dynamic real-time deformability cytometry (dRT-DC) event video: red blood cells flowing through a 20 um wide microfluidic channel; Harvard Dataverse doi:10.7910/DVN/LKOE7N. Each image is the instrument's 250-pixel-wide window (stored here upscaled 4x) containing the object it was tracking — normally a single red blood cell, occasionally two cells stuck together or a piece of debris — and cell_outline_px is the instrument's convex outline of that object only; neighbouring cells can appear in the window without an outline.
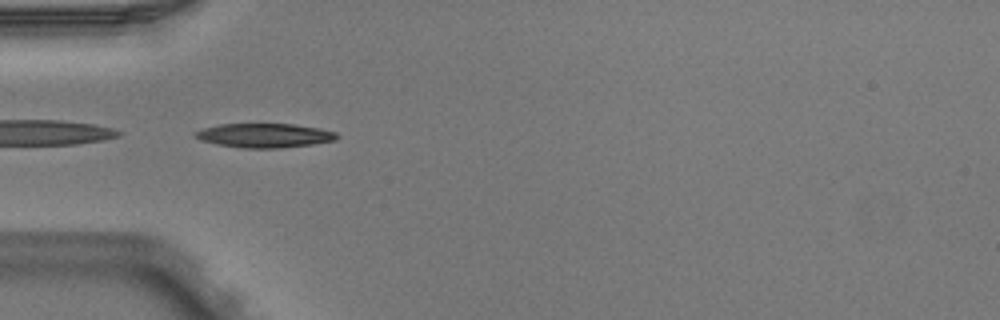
{"species": "Egyptian fruit bat (a non-hibernating species)", "species_latin": "Rousettus aegyptiacus", "temperature_condition": "warm", "stored_images_in_passage": 4, "camera_frame_rate_fps": 3000, "um_per_image_px": 0.085, "animal": {"sex": "male"}, "frame": {"image": 1, "passage_image": 3, "time_ms": 0.667, "image_size_px": [1000, 320], "cell_outline_px": [[340, 136], [336, 140], [312, 144], [280, 148], [244, 148], [216, 144], [200, 140], [192, 136], [192, 132], [204, 128], [220, 124], [296, 124], [320, 128], [336, 132]], "centroid_in_image_um": [22.47, 11.51], "position_along_channel_um": 62.5, "area_um2": 20.11}}
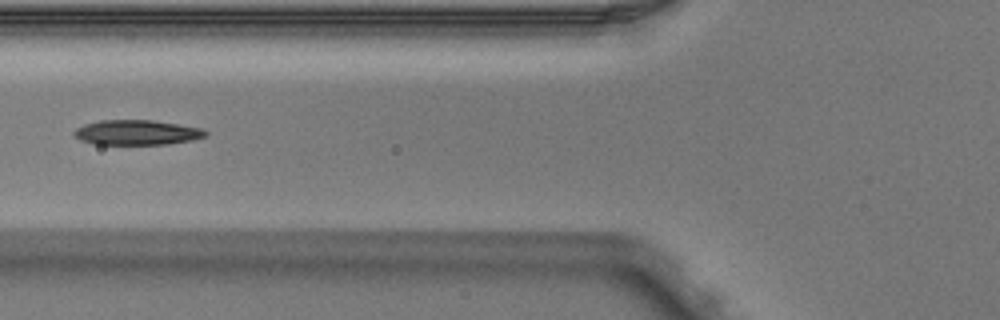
{"frame": {"image": 2, "passage_image": 4, "time_ms": 1.0, "image_size_px": [1000, 320], "cell_outline_px": [[208, 132], [204, 136], [192, 140], [168, 144], [96, 144], [80, 140], [72, 132], [76, 128], [84, 124], [100, 120], [152, 120], [204, 128]], "centroid_in_image_um": [11.63, 11.25], "position_along_channel_um": 114.2, "area_um2": 19.07}}